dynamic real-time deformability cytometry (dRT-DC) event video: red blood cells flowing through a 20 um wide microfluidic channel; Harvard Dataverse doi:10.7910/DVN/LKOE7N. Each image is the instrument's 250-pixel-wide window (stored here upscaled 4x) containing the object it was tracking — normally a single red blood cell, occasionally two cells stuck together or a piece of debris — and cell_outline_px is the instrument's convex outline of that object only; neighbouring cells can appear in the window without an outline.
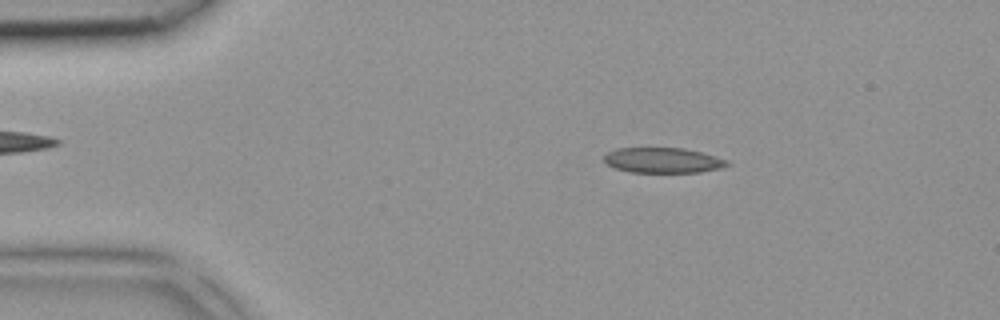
{"species": "common noctule bat (a hibernating species)", "species_latin": "Nyctalus noctula", "temperature_condition": "room temperature", "stored_images_in_passage": 3, "camera_frame_rate_fps": 3000, "um_per_image_px": 0.085, "animal": {"sex": "female", "body_mass_g": 18.4}, "frame": {"image": 1, "passage_image": 2, "time_ms": 0.333, "image_size_px": [1000, 320], "cell_outline_px": [[732, 164], [720, 168], [700, 172], [628, 172], [616, 168], [608, 164], [604, 160], [604, 156], [608, 152], [616, 148], [684, 148], [700, 152], [728, 160]], "centroid_in_image_um": [56.36, 13.62], "position_along_channel_um": 28.6, "area_um2": 18.03}}